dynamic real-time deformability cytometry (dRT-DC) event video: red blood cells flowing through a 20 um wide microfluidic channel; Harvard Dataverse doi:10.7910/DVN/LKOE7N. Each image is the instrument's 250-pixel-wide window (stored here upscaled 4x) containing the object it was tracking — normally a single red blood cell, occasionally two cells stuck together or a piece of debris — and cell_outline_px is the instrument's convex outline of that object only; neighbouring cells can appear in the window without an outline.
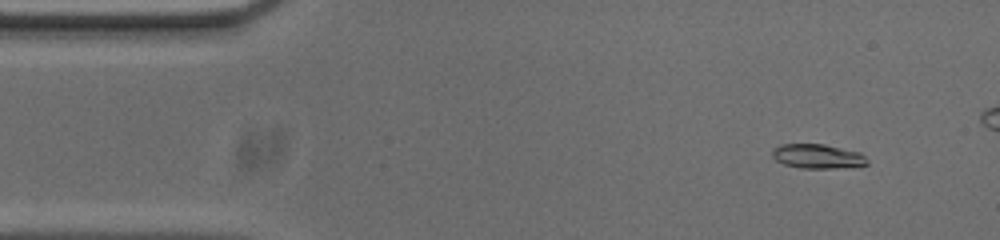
{"species": "common noctule bat (a hibernating species)", "species_latin": "Nyctalus noctula", "temperature_condition": "cold", "stored_images_in_passage": 52, "camera_frame_rate_fps": 3000, "um_per_image_px": 0.085, "animal": {"sex": "male", "body_mass_g": 20.0, "forearm_length_mm": 53.3}, "frame": {"image": 1, "passage_image": 5, "time_ms": 1.333, "image_size_px": [1000, 240], "cell_outline_px": [[868, 164], [832, 168], [800, 168], [784, 164], [776, 160], [772, 156], [772, 148], [780, 144], [824, 144], [860, 152], [868, 160]], "centroid_in_image_um": [69.45, 13.27], "position_along_channel_um": 15.5, "area_um2": 13.41}}
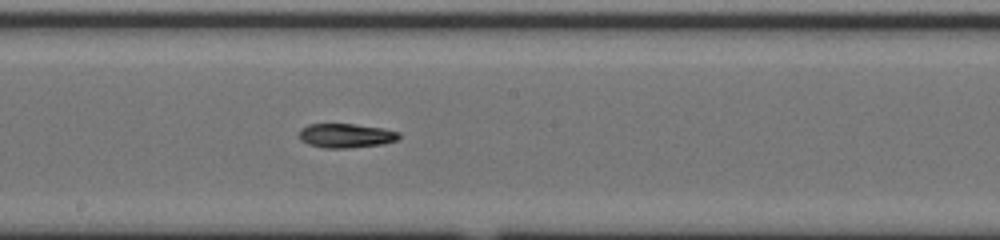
{"frame": {"image": 2, "passage_image": 28, "time_ms": 9.0, "image_size_px": [1000, 240], "cell_outline_px": [[400, 136], [396, 140], [384, 144], [348, 148], [324, 148], [308, 144], [300, 140], [300, 128], [308, 124], [352, 124], [384, 128], [400, 132]], "centroid_in_image_um": [29.41, 11.53], "position_along_channel_um": 218.8, "area_um2": 14.16}}
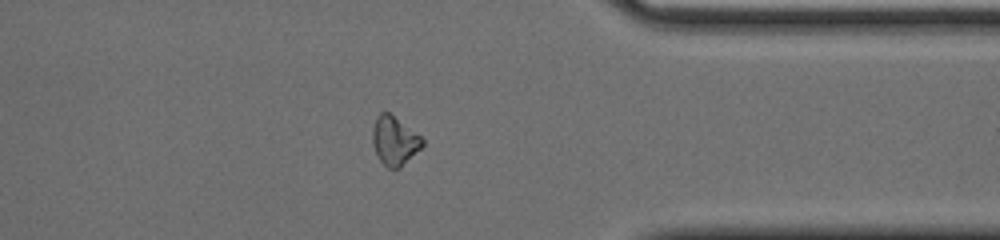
{"frame": {"image": 3, "passage_image": 42, "time_ms": 13.667, "image_size_px": [1000, 240], "cell_outline_px": [[424, 144], [400, 168], [388, 168], [380, 160], [372, 144], [372, 128], [376, 116], [380, 112], [388, 112], [420, 136], [424, 140]], "centroid_in_image_um": [33.5, 11.96], "position_along_channel_um": 377.9, "area_um2": 13.93}, "authors_computed_cell_mechanics": {"area_um2": 14.3055, "velocity_mm_per_s": 3.7086, "shape_relaxation_time_tau1_ms": 7.23, "shape_relaxation_time_tau2_ms": 6.3983, "deformation_change_tau1": 0.2069, "deformation_change_tau2": 0.1095}}